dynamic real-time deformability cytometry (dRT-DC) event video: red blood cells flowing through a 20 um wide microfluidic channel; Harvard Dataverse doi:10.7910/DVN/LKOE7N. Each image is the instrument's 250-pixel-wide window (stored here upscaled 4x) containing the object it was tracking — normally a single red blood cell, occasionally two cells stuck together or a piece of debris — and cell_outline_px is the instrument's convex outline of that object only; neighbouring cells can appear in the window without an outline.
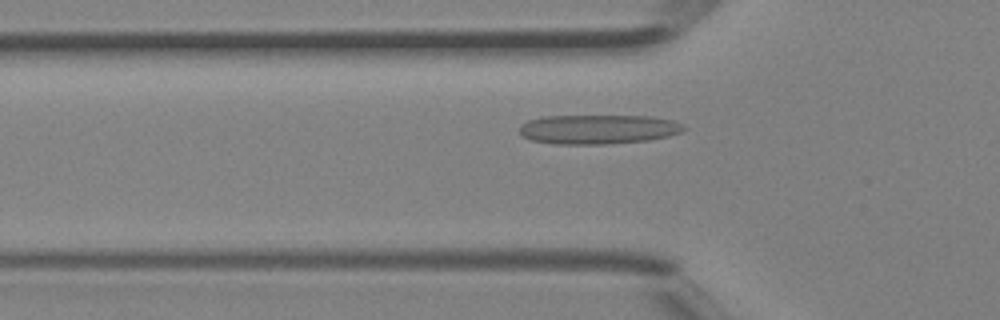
{"species": "Egyptian fruit bat (a non-hibernating species)", "species_latin": "Rousettus aegyptiacus", "temperature_condition": "room temperature", "stored_images_in_passage": 39, "camera_frame_rate_fps": 3000, "um_per_image_px": 0.085, "animal": {"sex": "female"}, "frame": {"image": 1, "passage_image": 11, "time_ms": 3.333, "image_size_px": [1000, 320], "cell_outline_px": [[688, 128], [680, 132], [668, 136], [648, 140], [608, 144], [556, 144], [532, 140], [520, 136], [520, 124], [528, 120], [544, 116], [652, 116], [672, 120], [684, 124]], "centroid_in_image_um": [50.85, 10.99], "position_along_channel_um": 75.0, "area_um2": 28.32}}
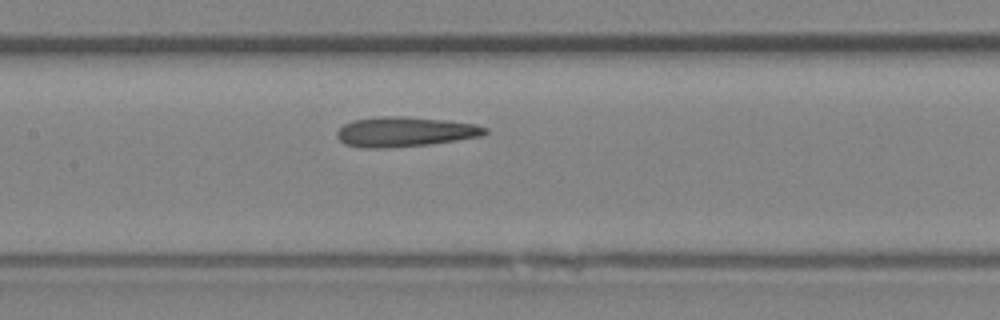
{"frame": {"image": 2, "passage_image": 17, "time_ms": 5.333, "image_size_px": [1000, 320], "cell_outline_px": [[488, 132], [484, 136], [428, 144], [388, 148], [360, 148], [344, 144], [336, 136], [336, 132], [344, 124], [352, 120], [380, 116], [404, 116], [444, 120], [476, 124], [488, 128]], "centroid_in_image_um": [34.4, 11.2], "position_along_channel_um": 173.0, "area_um2": 25.95}}
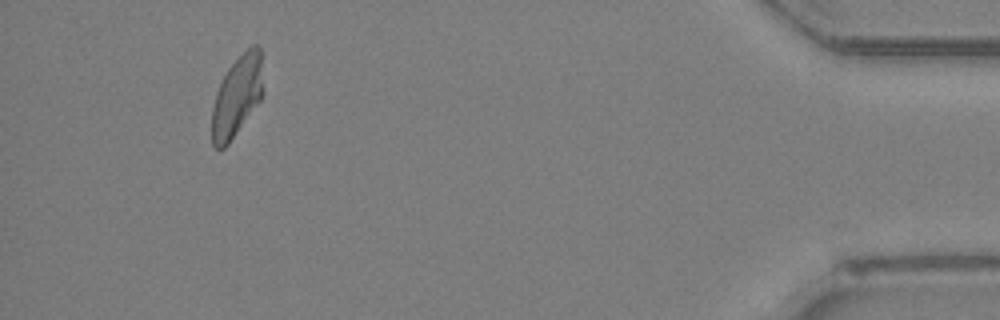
{"frame": {"image": 3, "passage_image": 36, "time_ms": 11.667, "image_size_px": [1000, 320], "cell_outline_px": [[264, 92], [260, 100], [228, 144], [224, 148], [216, 148], [212, 144], [212, 108], [216, 92], [228, 68], [252, 44], [256, 44], [260, 48]], "centroid_in_image_um": [20.15, 8.17], "position_along_channel_um": 415.0, "area_um2": 23.81}}